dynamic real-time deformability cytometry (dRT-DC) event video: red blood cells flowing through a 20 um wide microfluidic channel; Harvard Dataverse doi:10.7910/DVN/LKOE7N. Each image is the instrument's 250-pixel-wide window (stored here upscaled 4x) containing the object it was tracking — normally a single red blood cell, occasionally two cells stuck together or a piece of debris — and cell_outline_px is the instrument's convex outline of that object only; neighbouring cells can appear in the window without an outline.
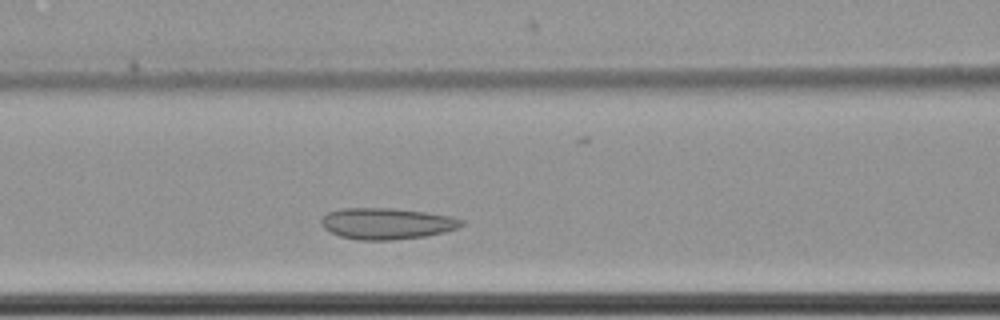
{"species": "common noctule bat (a hibernating species)", "species_latin": "Nyctalus noctula", "temperature_condition": "cold", "stored_images_in_passage": 36, "camera_frame_rate_fps": 3000, "um_per_image_px": 0.085, "animal": {"sex": "female", "body_mass_g": 22.7, "forearm_length_mm": 54.2}, "frame": {"image": 1, "passage_image": 12, "time_ms": 3.667, "image_size_px": [1000, 320], "cell_outline_px": [[464, 224], [456, 228], [444, 232], [424, 236], [392, 240], [360, 240], [340, 236], [324, 228], [320, 224], [320, 220], [328, 212], [344, 208], [388, 208], [428, 212], [452, 216], [464, 220]], "centroid_in_image_um": [32.88, 19.0], "position_along_channel_um": 133.7, "area_um2": 25.49}}
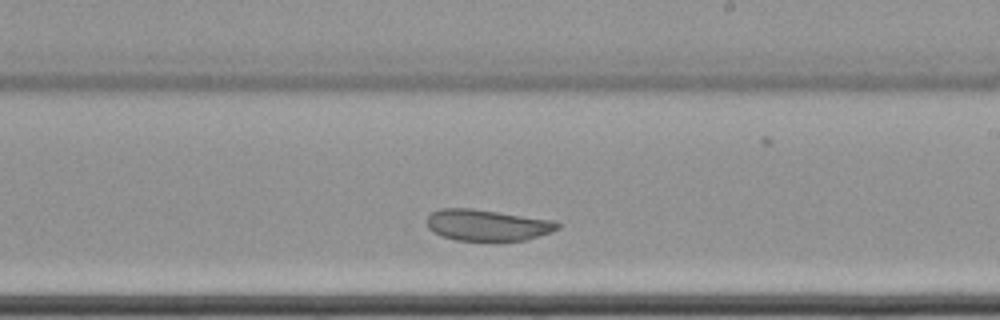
{"frame": {"image": 2, "passage_image": 22, "time_ms": 7.0, "image_size_px": [1000, 320], "cell_outline_px": [[560, 228], [552, 232], [528, 240], [456, 240], [440, 236], [432, 232], [428, 228], [428, 216], [432, 212], [440, 208], [472, 208], [556, 220], [560, 224]], "centroid_in_image_um": [41.45, 19.13], "position_along_channel_um": 247.5, "area_um2": 24.04}}
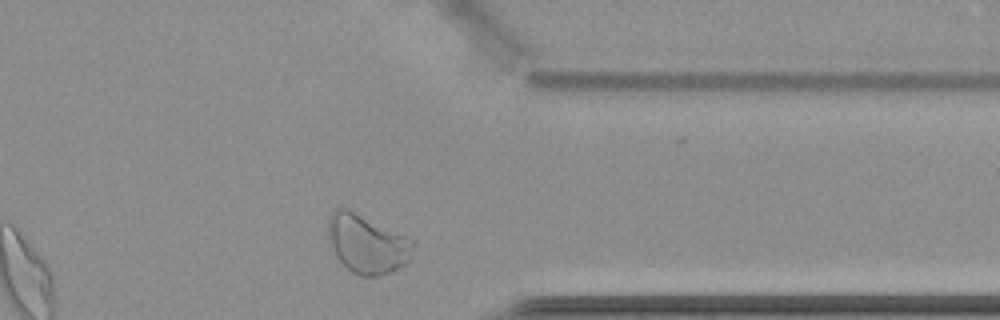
{"frame": {"image": 3, "passage_image": 34, "time_ms": 11.0, "image_size_px": [1000, 320], "cell_outline_px": [[412, 244], [408, 260], [404, 264], [392, 272], [380, 276], [360, 276], [352, 272], [336, 256], [328, 240], [328, 216], [336, 208], [348, 208], [408, 236], [412, 240]], "centroid_in_image_um": [31.16, 20.71], "position_along_channel_um": 380.2, "area_um2": 29.02}, "authors_computed_cell_mechanics": {"area_um2": 25.2008, "velocity_mm_per_s": 3.422, "shape_relaxation_time_tau1_ms": 2.8832, "shape_relaxation_time_tau2_ms": 1.002, "deformation_change_tau1": 0.0555, "deformation_change_tau2": 0.0615}}